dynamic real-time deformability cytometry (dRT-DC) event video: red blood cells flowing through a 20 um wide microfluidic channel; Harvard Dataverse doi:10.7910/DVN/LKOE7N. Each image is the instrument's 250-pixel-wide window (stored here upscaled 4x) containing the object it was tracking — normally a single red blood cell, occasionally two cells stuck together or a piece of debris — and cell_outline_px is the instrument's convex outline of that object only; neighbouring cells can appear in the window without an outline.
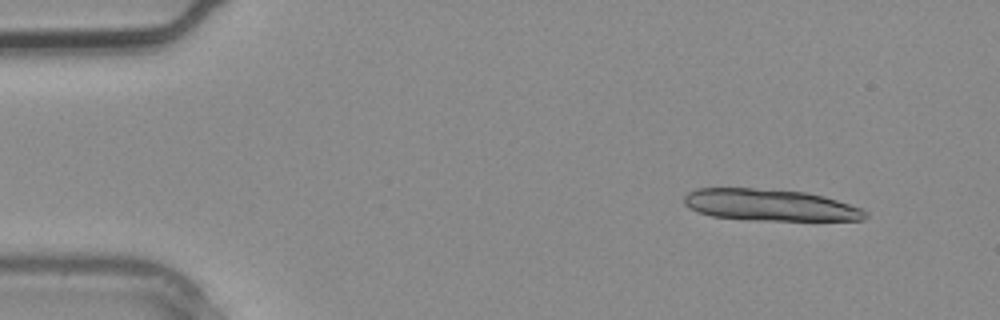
{"species": "common noctule bat (a hibernating species)", "species_latin": "Nyctalus noctula", "temperature_condition": "warm", "stored_images_in_passage": 3, "camera_frame_rate_fps": 3000, "um_per_image_px": 0.085, "animal": {"sex": "male", "body_mass_g": 20.4}, "frame": {"image": 1, "passage_image": 1, "time_ms": 0.0, "image_size_px": [1000, 320], "cell_outline_px": [[868, 216], [864, 220], [764, 220], [712, 216], [696, 212], [688, 208], [684, 204], [684, 196], [688, 192], [696, 188], [752, 188], [808, 192], [824, 196], [860, 208], [868, 212]], "centroid_in_image_um": [65.43, 17.42], "position_along_channel_um": 19.6, "area_um2": 33.35}}
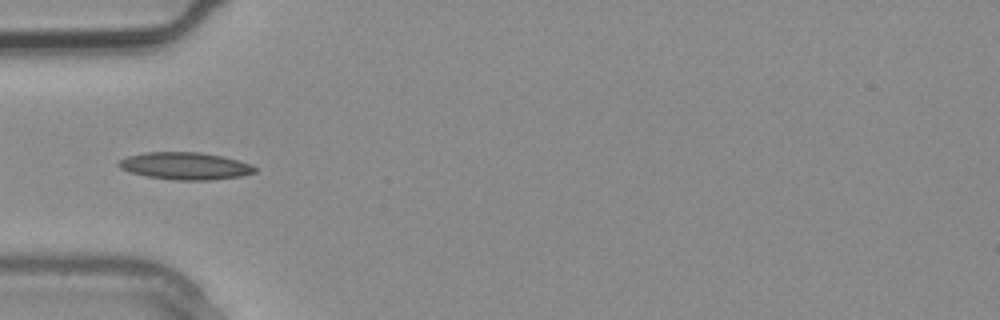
{"frame": {"image": 2, "passage_image": 3, "time_ms": 0.667, "image_size_px": [1000, 320], "cell_outline_px": [[256, 172], [240, 176], [208, 180], [176, 180], [148, 176], [132, 172], [120, 168], [116, 164], [120, 160], [128, 156], [144, 152], [200, 152], [240, 160], [252, 164], [256, 168]], "centroid_in_image_um": [15.76, 14.1], "position_along_channel_um": 69.2, "area_um2": 21.5}}